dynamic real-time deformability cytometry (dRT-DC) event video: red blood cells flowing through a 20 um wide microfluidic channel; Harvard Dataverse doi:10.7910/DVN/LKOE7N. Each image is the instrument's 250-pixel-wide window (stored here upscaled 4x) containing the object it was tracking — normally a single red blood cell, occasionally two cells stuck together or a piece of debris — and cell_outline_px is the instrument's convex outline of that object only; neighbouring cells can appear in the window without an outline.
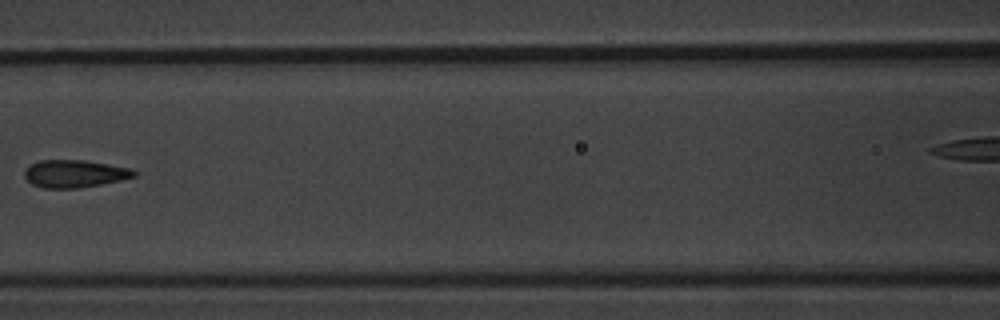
{"species": "common noctule bat (a hibernating species)", "species_latin": "Nyctalus noctula", "temperature_condition": "warm", "stored_images_in_passage": 9, "camera_frame_rate_fps": 3000, "um_per_image_px": 0.085, "animal": {"sex": "male", "body_mass_g": 20.1, "forearm_length_mm": 53.5}, "frame": {"image": 1, "passage_image": 8, "time_ms": 8.333, "image_size_px": [1000, 320], "cell_outline_px": [[136, 176], [120, 180], [80, 188], [44, 188], [32, 184], [24, 176], [24, 172], [32, 164], [40, 160], [84, 160], [132, 168], [136, 172]], "centroid_in_image_um": [6.36, 14.76], "position_along_channel_um": 160.2, "area_um2": 17.46}}
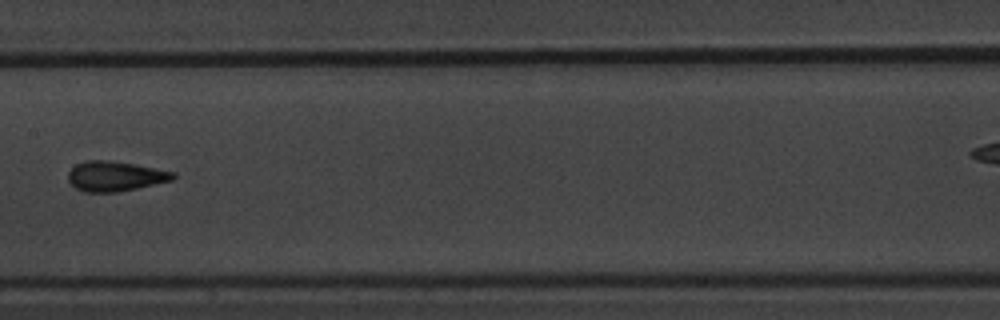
{"frame": {"image": 2, "passage_image": 9, "time_ms": 9.333, "image_size_px": [1000, 320], "cell_outline_px": [[176, 176], [172, 180], [136, 188], [116, 192], [84, 192], [76, 188], [68, 180], [68, 172], [76, 164], [88, 160], [108, 160], [136, 164], [176, 172]], "centroid_in_image_um": [9.79, 14.97], "position_along_channel_um": 197.6, "area_um2": 18.26}}